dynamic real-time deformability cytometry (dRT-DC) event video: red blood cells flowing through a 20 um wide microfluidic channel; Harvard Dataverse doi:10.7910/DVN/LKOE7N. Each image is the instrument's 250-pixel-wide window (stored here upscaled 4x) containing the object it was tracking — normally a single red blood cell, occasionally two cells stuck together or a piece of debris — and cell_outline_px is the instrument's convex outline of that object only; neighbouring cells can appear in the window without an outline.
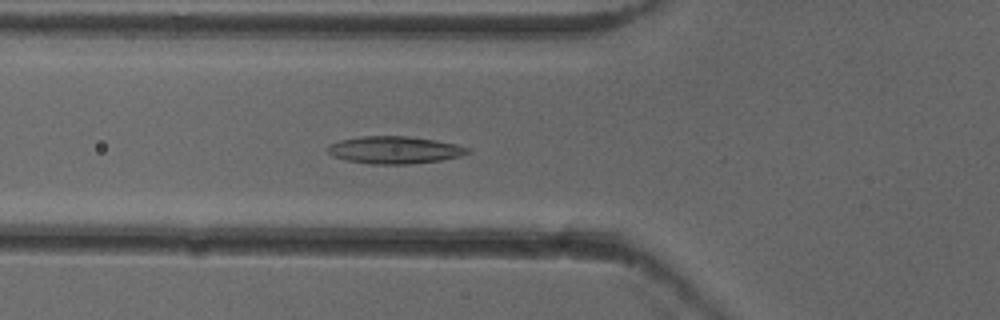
{"species": "common noctule bat (a hibernating species)", "species_latin": "Nyctalus noctula", "temperature_condition": "cold", "stored_images_in_passage": 51, "camera_frame_rate_fps": 3000, "um_per_image_px": 0.085, "animal": {"sex": "female"}, "frame": {"image": 1, "passage_image": 18, "time_ms": 5.667, "image_size_px": [1000, 320], "cell_outline_px": [[472, 152], [460, 156], [440, 160], [408, 164], [368, 164], [348, 160], [332, 156], [324, 148], [328, 144], [340, 140], [360, 136], [408, 136], [436, 140], [456, 144], [472, 148]], "centroid_in_image_um": [33.53, 12.74], "position_along_channel_um": 92.3, "area_um2": 22.54}}
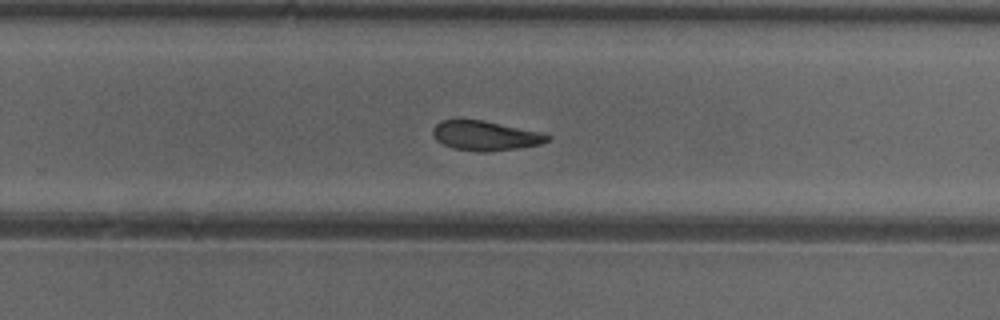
{"frame": {"image": 2, "passage_image": 33, "time_ms": 10.667, "image_size_px": [1000, 320], "cell_outline_px": [[552, 140], [540, 144], [516, 148], [484, 152], [476, 152], [452, 148], [436, 140], [432, 132], [432, 128], [440, 120], [484, 120], [540, 132], [552, 136]], "centroid_in_image_um": [41.25, 11.53], "position_along_channel_um": 288.5, "area_um2": 19.77}}
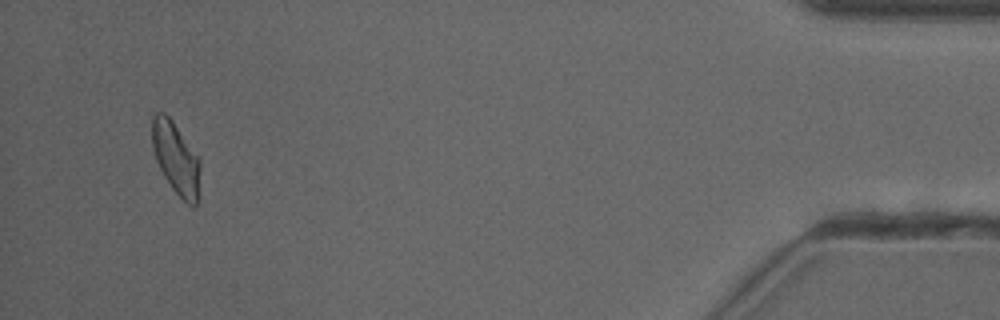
{"frame": {"image": 3, "passage_image": 49, "time_ms": 16.0, "image_size_px": [1000, 320], "cell_outline_px": [[200, 168], [196, 208], [188, 204], [172, 188], [164, 176], [156, 160], [152, 148], [152, 116], [156, 112], [164, 112], [172, 120], [200, 160]], "centroid_in_image_um": [14.93, 13.43], "position_along_channel_um": 420.3, "area_um2": 19.88}, "authors_computed_cell_mechanics": {"area_um2": 20.7502, "velocity_mm_per_s": 3.9202, "shape_relaxation_time_tau1_ms": 5.2685, "shape_relaxation_time_tau2_ms": 3.7042, "deformation_change_tau1": 0.1433, "deformation_change_tau2": 0.0983}}